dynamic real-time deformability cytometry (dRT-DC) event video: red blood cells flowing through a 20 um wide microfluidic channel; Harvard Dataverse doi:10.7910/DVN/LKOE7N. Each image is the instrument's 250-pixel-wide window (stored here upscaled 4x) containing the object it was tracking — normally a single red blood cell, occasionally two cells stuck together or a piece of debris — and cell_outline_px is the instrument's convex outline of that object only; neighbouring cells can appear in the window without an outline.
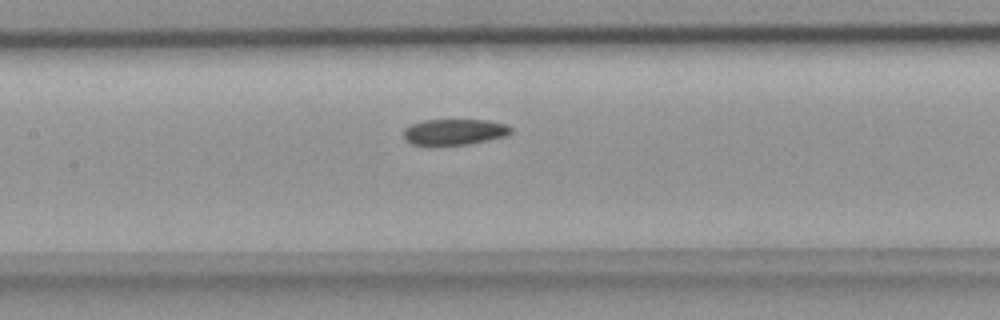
{"species": "common noctule bat (a hibernating species)", "species_latin": "Nyctalus noctula", "temperature_condition": "room temperature", "stored_images_in_passage": 30, "camera_frame_rate_fps": 3000, "um_per_image_px": 0.085, "animal": {"sex": "female", "body_mass_g": 18.4}, "frame": {"image": 1, "passage_image": 8, "time_ms": 2.333, "image_size_px": [1000, 320], "cell_outline_px": [[512, 132], [508, 136], [468, 144], [432, 148], [412, 144], [404, 140], [404, 128], [408, 124], [424, 120], [484, 120], [508, 124], [512, 128]], "centroid_in_image_um": [38.57, 11.25], "position_along_channel_um": 168.8, "area_um2": 17.05}}
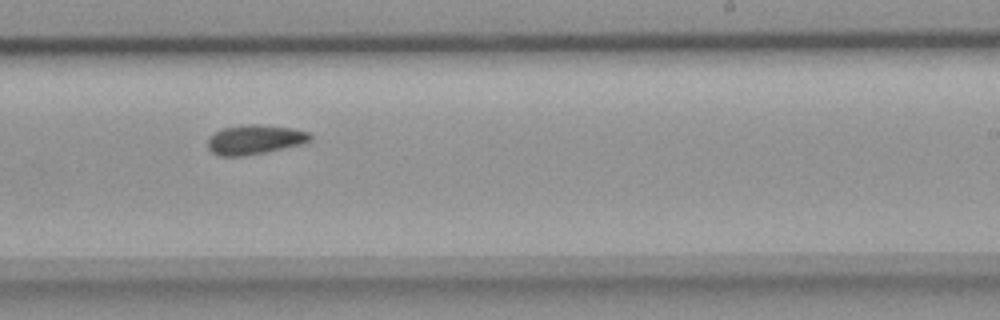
{"frame": {"image": 2, "passage_image": 15, "time_ms": 4.667, "image_size_px": [1000, 320], "cell_outline_px": [[312, 140], [304, 144], [244, 156], [220, 156], [212, 152], [208, 148], [208, 140], [216, 132], [224, 128], [244, 124], [256, 124], [292, 128], [308, 132], [312, 136]], "centroid_in_image_um": [21.69, 11.87], "position_along_channel_um": 267.3, "area_um2": 17.51}}
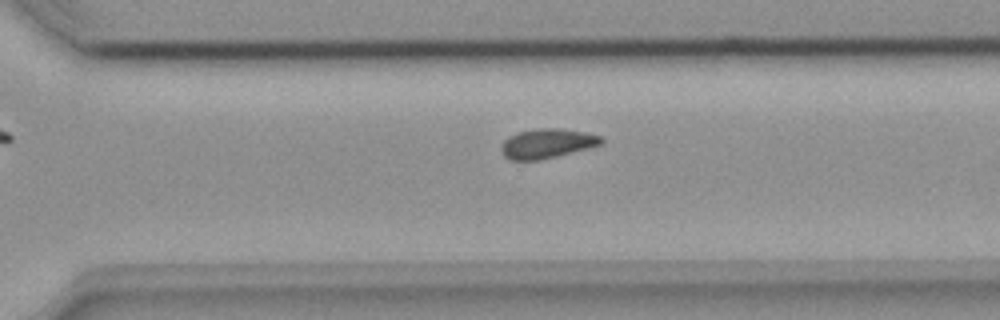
{"frame": {"image": 3, "passage_image": 19, "time_ms": 6.0, "image_size_px": [1000, 320], "cell_outline_px": [[604, 144], [540, 160], [508, 160], [504, 156], [500, 148], [504, 140], [508, 136], [516, 132], [536, 128], [560, 128], [584, 132], [600, 136], [604, 140]], "centroid_in_image_um": [46.47, 12.19], "position_along_channel_um": 324.1, "area_um2": 17.34}}